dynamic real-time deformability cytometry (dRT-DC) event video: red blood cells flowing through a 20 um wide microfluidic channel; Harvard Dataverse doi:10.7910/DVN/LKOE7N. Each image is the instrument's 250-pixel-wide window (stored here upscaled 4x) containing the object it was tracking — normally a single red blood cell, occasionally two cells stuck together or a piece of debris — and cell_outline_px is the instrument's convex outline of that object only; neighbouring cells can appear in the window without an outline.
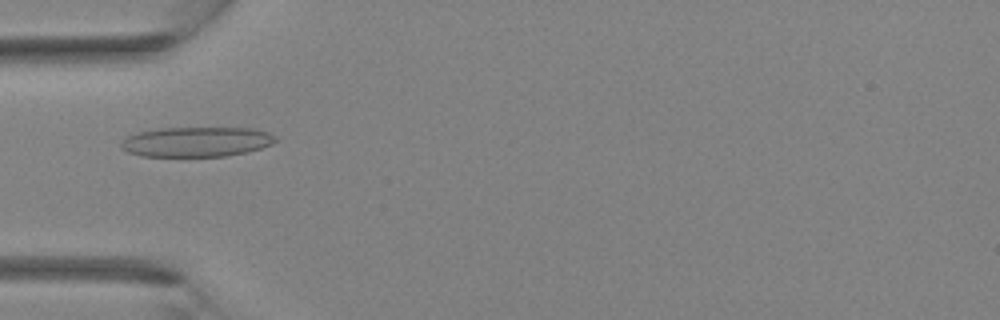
{"species": "Egyptian fruit bat (a non-hibernating species)", "species_latin": "Rousettus aegyptiacus", "temperature_condition": "room temperature", "stored_images_in_passage": 27, "camera_frame_rate_fps": 3000, "um_per_image_px": 0.085, "animal": {"sex": "female"}, "frame": {"image": 1, "passage_image": 5, "time_ms": 1.333, "image_size_px": [1000, 320], "cell_outline_px": [[276, 140], [272, 144], [248, 152], [224, 156], [140, 156], [128, 152], [120, 148], [120, 144], [128, 136], [140, 132], [160, 128], [252, 128], [268, 132], [276, 136]], "centroid_in_image_um": [16.71, 12.05], "position_along_channel_um": 68.3, "area_um2": 26.82}}
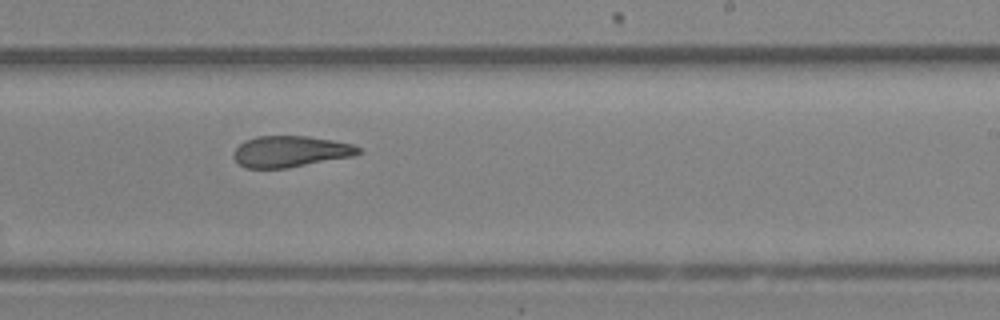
{"frame": {"image": 2, "passage_image": 16, "time_ms": 5.0, "image_size_px": [1000, 320], "cell_outline_px": [[360, 152], [352, 156], [288, 168], [244, 168], [232, 156], [232, 152], [244, 140], [256, 136], [308, 136], [332, 140], [352, 144], [360, 148]], "centroid_in_image_um": [24.64, 12.87], "position_along_channel_um": 264.4, "area_um2": 22.66}}
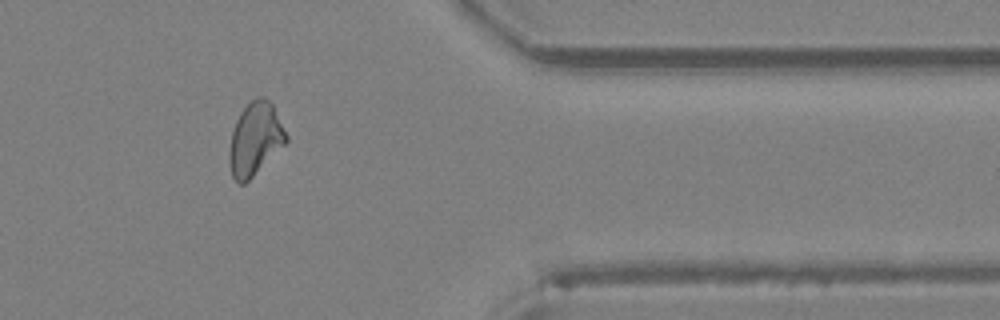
{"frame": {"image": 3, "passage_image": 24, "time_ms": 7.667, "image_size_px": [1000, 320], "cell_outline_px": [[288, 140], [244, 184], [240, 184], [232, 176], [228, 160], [228, 152], [232, 132], [236, 120], [240, 112], [256, 96], [264, 96], [272, 104], [288, 136]], "centroid_in_image_um": [21.66, 11.79], "position_along_channel_um": 389.7, "area_um2": 23.76}}